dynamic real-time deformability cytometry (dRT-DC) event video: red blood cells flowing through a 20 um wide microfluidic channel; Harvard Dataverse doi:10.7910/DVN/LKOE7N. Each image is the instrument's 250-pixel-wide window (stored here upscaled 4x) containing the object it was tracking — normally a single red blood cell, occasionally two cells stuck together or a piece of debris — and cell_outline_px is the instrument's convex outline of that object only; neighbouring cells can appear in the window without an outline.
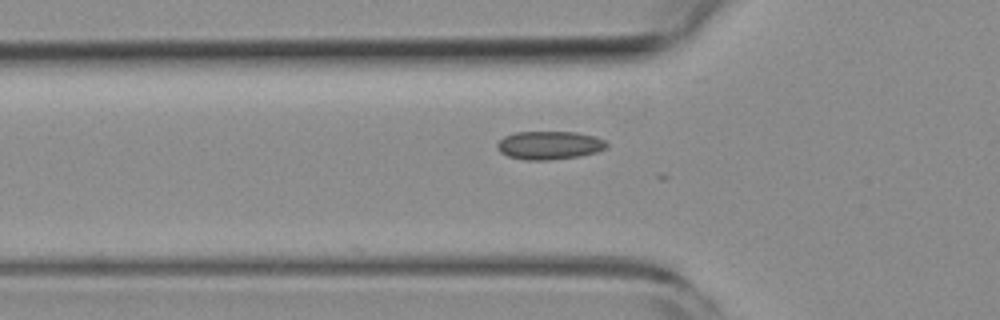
{"species": "common noctule bat (a hibernating species)", "species_latin": "Nyctalus noctula", "temperature_condition": "room temperature", "stored_images_in_passage": 39, "camera_frame_rate_fps": 3000, "um_per_image_px": 0.085, "animal": {"sex": "female", "body_mass_g": 19.3, "forearm_length_mm": 54.1}, "frame": {"image": 1, "passage_image": 7, "time_ms": 2.0, "image_size_px": [1000, 320], "cell_outline_px": [[608, 148], [596, 152], [580, 156], [548, 160], [524, 160], [508, 156], [500, 152], [496, 148], [496, 144], [504, 136], [516, 132], [576, 132], [596, 136], [604, 140], [608, 144]], "centroid_in_image_um": [46.7, 12.35], "position_along_channel_um": 79.1, "area_um2": 18.21}}
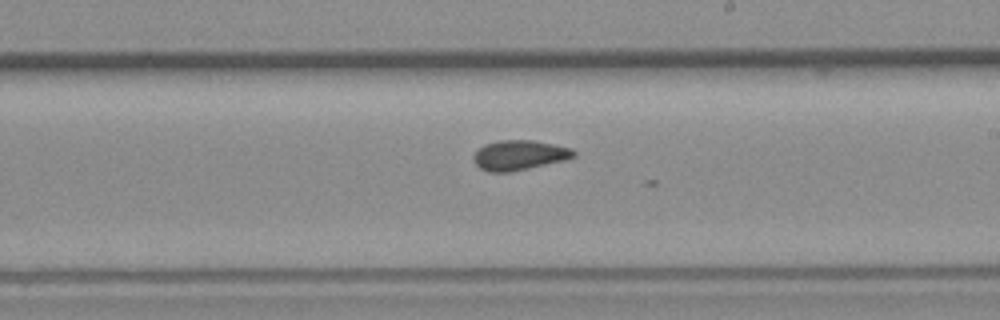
{"frame": {"image": 2, "passage_image": 20, "time_ms": 6.333, "image_size_px": [1000, 320], "cell_outline_px": [[576, 156], [564, 160], [528, 168], [508, 172], [488, 172], [480, 168], [476, 164], [472, 156], [484, 144], [500, 140], [532, 140], [572, 148], [576, 152]], "centroid_in_image_um": [44.13, 13.18], "position_along_channel_um": 244.9, "area_um2": 17.28}}
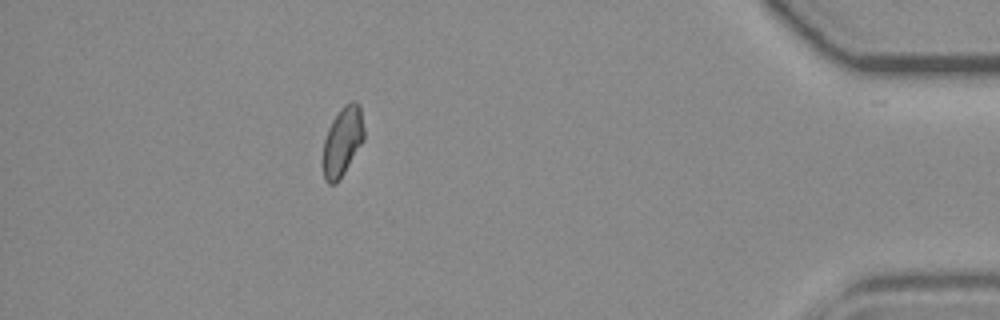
{"frame": {"image": 3, "passage_image": 37, "time_ms": 12.0, "image_size_px": [1000, 320], "cell_outline_px": [[364, 140], [344, 172], [336, 184], [328, 184], [324, 180], [324, 140], [328, 128], [332, 120], [340, 108], [344, 104], [352, 100], [356, 100], [360, 104], [364, 128]], "centroid_in_image_um": [29.13, 11.96], "position_along_channel_um": 406.1, "area_um2": 16.53}}